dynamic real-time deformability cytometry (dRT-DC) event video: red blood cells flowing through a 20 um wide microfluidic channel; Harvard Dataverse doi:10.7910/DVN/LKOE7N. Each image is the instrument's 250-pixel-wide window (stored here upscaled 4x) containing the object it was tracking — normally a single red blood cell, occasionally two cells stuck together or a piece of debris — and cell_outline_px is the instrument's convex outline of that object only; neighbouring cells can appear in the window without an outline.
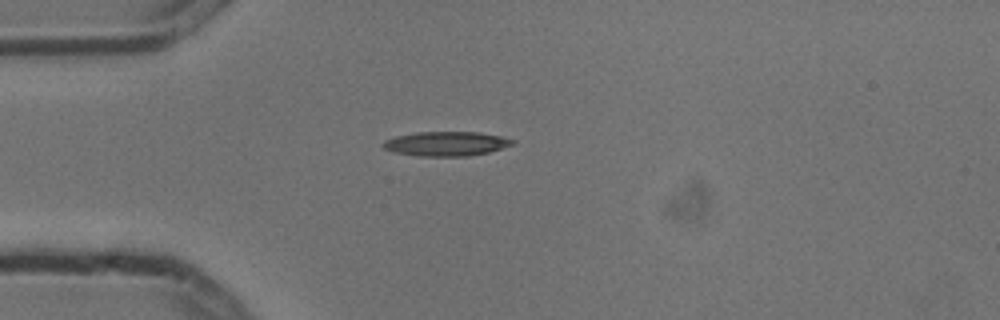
{"species": "common noctule bat (a hibernating species)", "species_latin": "Nyctalus noctula", "temperature_condition": "cold", "stored_images_in_passage": 1, "camera_frame_rate_fps": 3000, "um_per_image_px": 0.085, "animal": {"sex": "male", "body_mass_g": 13.3}, "frame": {"image": 1, "passage_image": 1, "time_ms": 0.0, "image_size_px": [1000, 320], "cell_outline_px": [[516, 144], [488, 152], [468, 156], [416, 156], [392, 152], [384, 148], [380, 144], [384, 140], [396, 136], [416, 132], [480, 132], [500, 136], [516, 140]], "centroid_in_image_um": [37.91, 12.22], "position_along_channel_um": 47.1, "area_um2": 18.61}}